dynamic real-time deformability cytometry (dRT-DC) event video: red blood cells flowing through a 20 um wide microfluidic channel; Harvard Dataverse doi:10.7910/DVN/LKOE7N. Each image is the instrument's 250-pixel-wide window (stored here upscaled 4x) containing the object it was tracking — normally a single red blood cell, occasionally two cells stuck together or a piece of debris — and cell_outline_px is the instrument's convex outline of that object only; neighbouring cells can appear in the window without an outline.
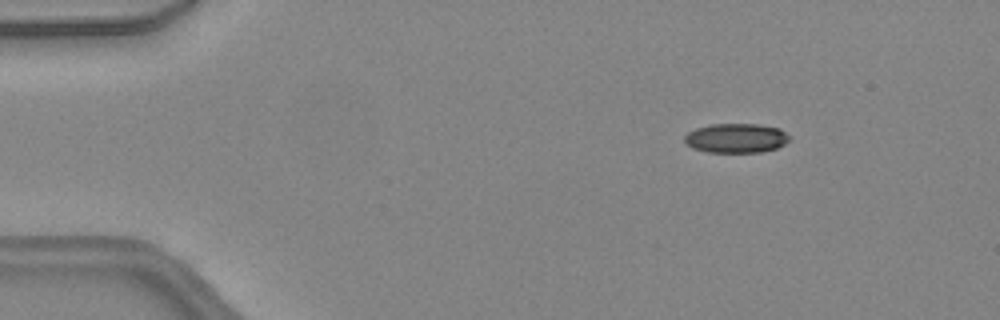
{"species": "common noctule bat (a hibernating species)", "species_latin": "Nyctalus noctula", "temperature_condition": "warm", "stored_images_in_passage": 46, "camera_frame_rate_fps": 3000, "um_per_image_px": 0.085, "animal": {"sex": "female", "body_mass_g": 24.6, "forearm_length_mm": 56.2}, "frame": {"image": 1, "passage_image": 7, "time_ms": 2.0, "image_size_px": [1000, 320], "cell_outline_px": [[788, 140], [784, 144], [776, 148], [760, 152], [708, 152], [692, 148], [684, 140], [684, 136], [688, 132], [696, 128], [712, 124], [756, 124], [780, 128], [788, 136]], "centroid_in_image_um": [62.54, 11.74], "position_along_channel_um": 22.5, "area_um2": 17.8}}
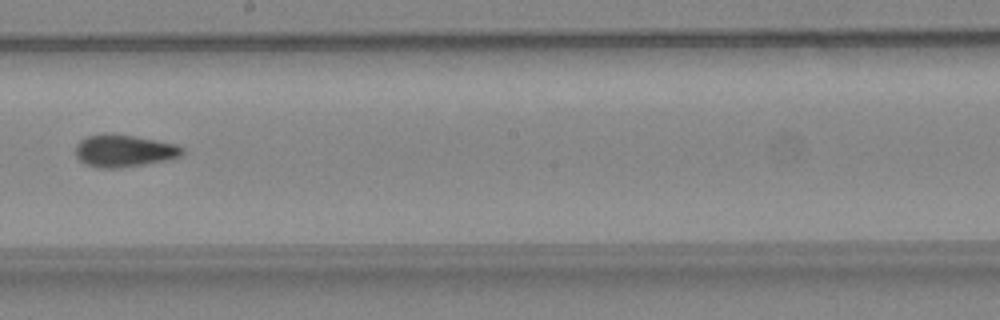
{"frame": {"image": 2, "passage_image": 27, "time_ms": 8.667, "image_size_px": [1000, 320], "cell_outline_px": [[184, 152], [180, 156], [164, 160], [144, 164], [120, 168], [96, 168], [84, 164], [76, 156], [76, 144], [80, 140], [88, 136], [104, 132], [108, 132], [156, 140], [176, 144], [184, 148]], "centroid_in_image_um": [10.5, 12.81], "position_along_channel_um": 237.7, "area_um2": 20.17}}
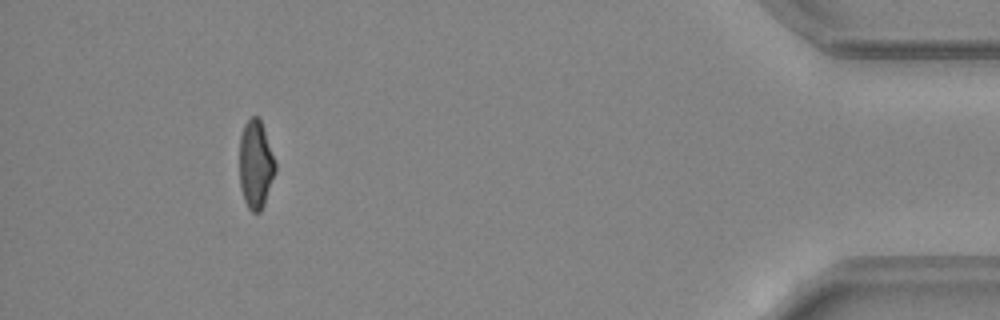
{"frame": {"image": 3, "passage_image": 43, "time_ms": 14.0, "image_size_px": [1000, 320], "cell_outline_px": [[276, 172], [264, 204], [260, 212], [252, 212], [248, 208], [244, 200], [240, 188], [240, 136], [244, 124], [252, 116], [256, 116], [260, 120], [276, 160]], "centroid_in_image_um": [21.74, 14.0], "position_along_channel_um": 413.5, "area_um2": 18.5}, "authors_computed_cell_mechanics": {"area_um2": 19.2474, "velocity_mm_per_s": 4.5032, "shape_relaxation_time_tau1_ms": null, "shape_relaxation_time_tau2_ms": 1.9582, "deformation_change_tau1": null, "deformation_change_tau2": 0.0784}}